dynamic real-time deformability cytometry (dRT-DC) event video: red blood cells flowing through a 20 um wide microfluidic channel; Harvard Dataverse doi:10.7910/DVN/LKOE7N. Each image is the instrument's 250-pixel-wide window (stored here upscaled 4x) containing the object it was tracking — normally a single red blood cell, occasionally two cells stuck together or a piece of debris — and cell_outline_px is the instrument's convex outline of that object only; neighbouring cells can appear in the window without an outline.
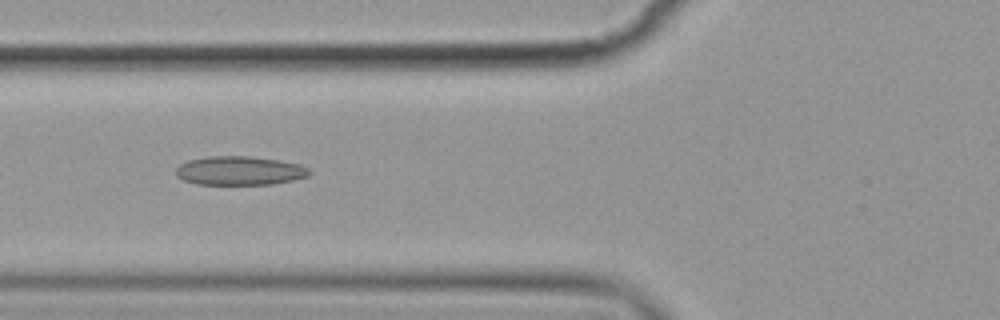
{"species": "common noctule bat (a hibernating species)", "species_latin": "Nyctalus noctula", "temperature_condition": "cold", "stored_images_in_passage": 15, "camera_frame_rate_fps": 3000, "um_per_image_px": 0.085, "animal": {"sex": "female", "body_mass_g": 19.9}, "frame": {"image": 1, "passage_image": 6, "time_ms": 6.667, "image_size_px": [1000, 320], "cell_outline_px": [[312, 172], [308, 176], [292, 180], [272, 184], [196, 184], [184, 180], [176, 176], [176, 168], [180, 164], [188, 160], [208, 156], [248, 156], [280, 160], [300, 164], [308, 168]], "centroid_in_image_um": [20.37, 14.5], "position_along_channel_um": 105.4, "area_um2": 22.48}}
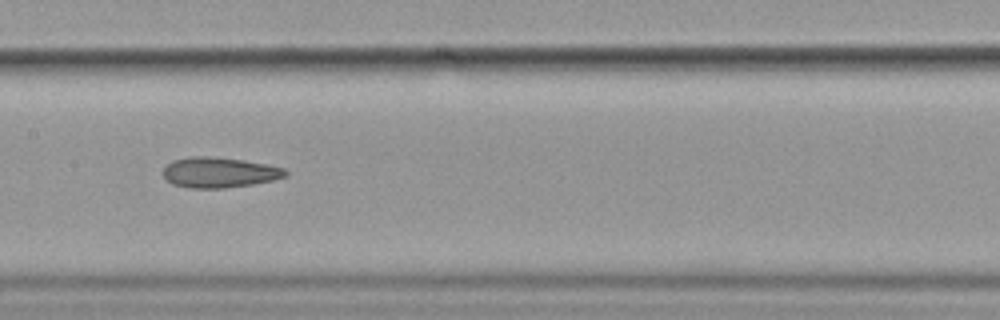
{"frame": {"image": 2, "passage_image": 8, "time_ms": 9.0, "image_size_px": [1000, 320], "cell_outline_px": [[288, 176], [272, 180], [252, 184], [224, 188], [192, 188], [172, 184], [164, 176], [164, 168], [172, 160], [192, 156], [208, 156], [244, 160], [284, 168], [288, 172]], "centroid_in_image_um": [18.64, 14.65], "position_along_channel_um": 188.8, "area_um2": 21.5}}
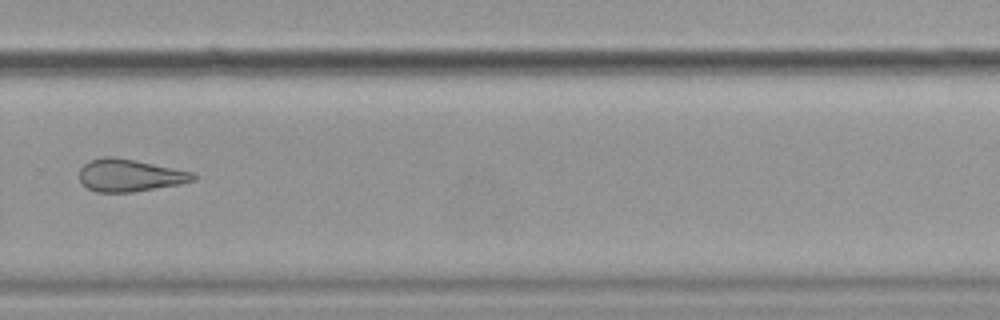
{"frame": {"image": 3, "passage_image": 11, "time_ms": 12.667, "image_size_px": [1000, 320], "cell_outline_px": [[196, 180], [180, 184], [132, 192], [96, 192], [88, 188], [80, 180], [80, 168], [88, 160], [104, 156], [112, 156], [136, 160], [196, 172]], "centroid_in_image_um": [11.06, 14.89], "position_along_channel_um": 318.7, "area_um2": 21.68}}